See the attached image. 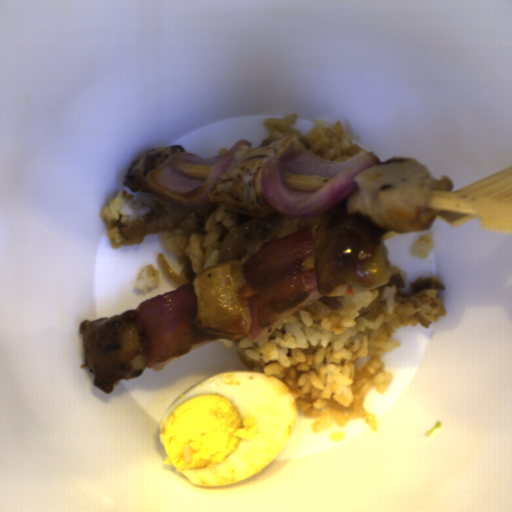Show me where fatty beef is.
<instances>
[{
  "label": "fatty beef",
  "mask_w": 512,
  "mask_h": 512,
  "mask_svg": "<svg viewBox=\"0 0 512 512\" xmlns=\"http://www.w3.org/2000/svg\"><path fill=\"white\" fill-rule=\"evenodd\" d=\"M179 264L182 266L178 276L187 284L198 277L197 271L193 267V260L185 254L178 256Z\"/></svg>",
  "instance_id": "51303b74"
},
{
  "label": "fatty beef",
  "mask_w": 512,
  "mask_h": 512,
  "mask_svg": "<svg viewBox=\"0 0 512 512\" xmlns=\"http://www.w3.org/2000/svg\"><path fill=\"white\" fill-rule=\"evenodd\" d=\"M348 197L349 195L327 214L311 219L292 218L279 213L268 218L250 217L233 228L223 239L219 247L218 264L229 260H239L243 263L269 243L301 228L309 227L313 233L318 224L347 212Z\"/></svg>",
  "instance_id": "8fa450e3"
},
{
  "label": "fatty beef",
  "mask_w": 512,
  "mask_h": 512,
  "mask_svg": "<svg viewBox=\"0 0 512 512\" xmlns=\"http://www.w3.org/2000/svg\"><path fill=\"white\" fill-rule=\"evenodd\" d=\"M211 203L204 209H185L154 194L152 207L142 217L121 227L119 235L130 244H141L147 236L177 230L197 231L216 209Z\"/></svg>",
  "instance_id": "1bbc456c"
},
{
  "label": "fatty beef",
  "mask_w": 512,
  "mask_h": 512,
  "mask_svg": "<svg viewBox=\"0 0 512 512\" xmlns=\"http://www.w3.org/2000/svg\"><path fill=\"white\" fill-rule=\"evenodd\" d=\"M318 299H320L326 305L335 310H341L345 308V304L342 301H340L337 296H327L326 294H324Z\"/></svg>",
  "instance_id": "2513f850"
},
{
  "label": "fatty beef",
  "mask_w": 512,
  "mask_h": 512,
  "mask_svg": "<svg viewBox=\"0 0 512 512\" xmlns=\"http://www.w3.org/2000/svg\"><path fill=\"white\" fill-rule=\"evenodd\" d=\"M391 285L396 287V294L393 295L395 302L410 305L411 308L421 306L427 297L429 290L443 291L444 285L432 278H418L410 284L409 290L405 289V283L400 273L392 274Z\"/></svg>",
  "instance_id": "5ad873be"
}]
</instances>
